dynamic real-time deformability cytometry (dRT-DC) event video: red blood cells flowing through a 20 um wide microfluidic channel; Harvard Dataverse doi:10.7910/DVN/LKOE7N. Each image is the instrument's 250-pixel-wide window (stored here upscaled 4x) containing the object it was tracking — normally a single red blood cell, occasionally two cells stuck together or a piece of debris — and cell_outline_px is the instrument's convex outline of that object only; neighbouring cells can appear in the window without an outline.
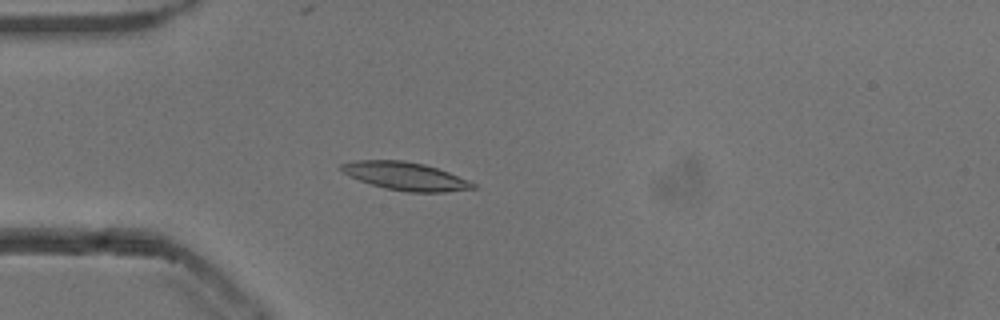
{"species": "common noctule bat (a hibernating species)", "species_latin": "Nyctalus noctula", "temperature_condition": "cold", "stored_images_in_passage": 55, "camera_frame_rate_fps": 3000, "um_per_image_px": 0.085, "animal": {"sex": "male", "body_mass_g": 13.3}, "frame": {"image": 1, "passage_image": 16, "time_ms": 5.0, "image_size_px": [1000, 320], "cell_outline_px": [[476, 188], [444, 192], [408, 192], [384, 188], [360, 180], [340, 172], [340, 164], [352, 160], [404, 160], [424, 164], [448, 172], [468, 180], [476, 184]], "centroid_in_image_um": [34.42, 14.96], "position_along_channel_um": 50.6, "area_um2": 21.5}}
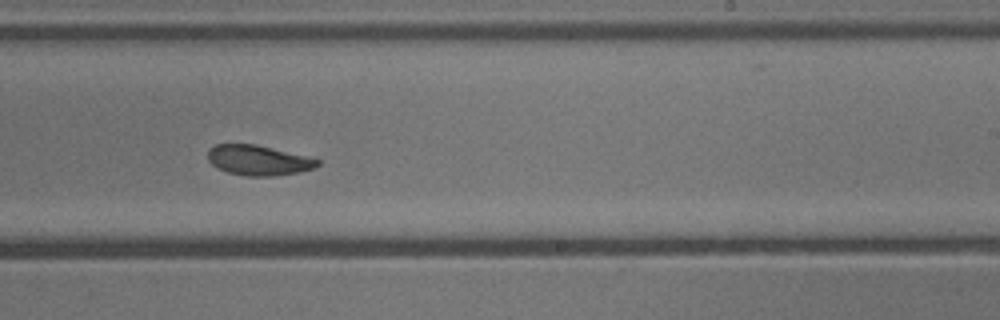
{"frame": {"image": 2, "passage_image": 34, "time_ms": 11.0, "image_size_px": [1000, 320], "cell_outline_px": [[320, 164], [312, 168], [300, 172], [272, 176], [248, 176], [228, 172], [216, 168], [208, 160], [208, 148], [216, 144], [256, 144], [320, 160]], "centroid_in_image_um": [21.91, 13.62], "position_along_channel_um": 267.1, "area_um2": 19.07}}
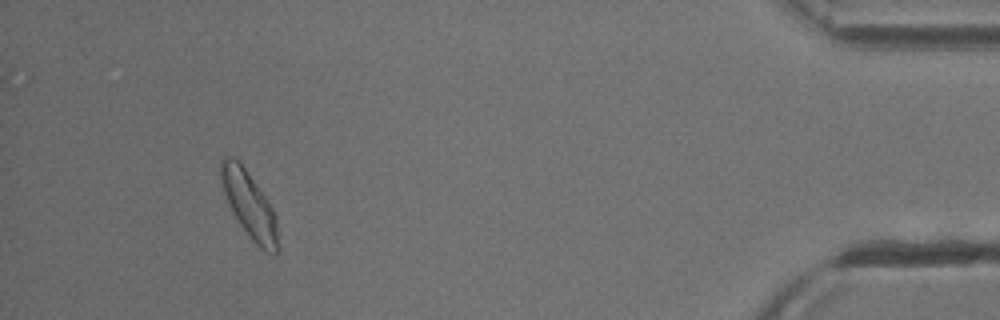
{"frame": {"image": 3, "passage_image": 51, "time_ms": 16.667, "image_size_px": [1000, 320], "cell_outline_px": [[280, 248], [276, 256], [264, 252], [252, 240], [240, 224], [232, 212], [224, 196], [220, 184], [220, 160], [224, 156], [232, 156], [240, 160], [268, 200], [276, 216]], "centroid_in_image_um": [21.19, 17.41], "position_along_channel_um": 414.0, "area_um2": 22.77}, "authors_computed_cell_mechanics": {"area_um2": 20.4612, "velocity_mm_per_s": 3.799, "shape_relaxation_time_tau1_ms": 2.9177, "shape_relaxation_time_tau2_ms": 2.0088, "deformation_change_tau1": 0.1055, "deformation_change_tau2": 0.0737}}